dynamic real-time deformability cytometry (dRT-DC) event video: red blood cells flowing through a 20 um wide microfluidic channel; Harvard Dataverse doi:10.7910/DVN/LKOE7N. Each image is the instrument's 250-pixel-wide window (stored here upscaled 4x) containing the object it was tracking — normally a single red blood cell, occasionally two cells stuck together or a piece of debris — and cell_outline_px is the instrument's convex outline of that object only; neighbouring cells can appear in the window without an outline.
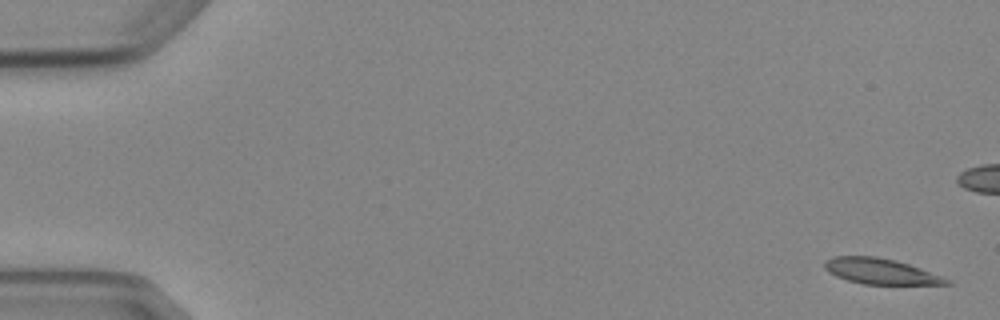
{"species": "Egyptian fruit bat (a non-hibernating species)", "species_latin": "Rousettus aegyptiacus", "temperature_condition": "cold", "stored_images_in_passage": 5, "camera_frame_rate_fps": 3000, "um_per_image_px": 0.085, "animal": {"sex": "female"}, "frame": {"image": 1, "passage_image": 1, "time_ms": 0.0, "image_size_px": [1000, 320], "cell_outline_px": [[952, 284], [864, 284], [848, 280], [836, 276], [828, 272], [824, 268], [824, 260], [832, 256], [876, 256], [896, 260], [920, 268], [952, 280]], "centroid_in_image_um": [74.82, 23.05], "position_along_channel_um": 10.2, "area_um2": 18.21}}
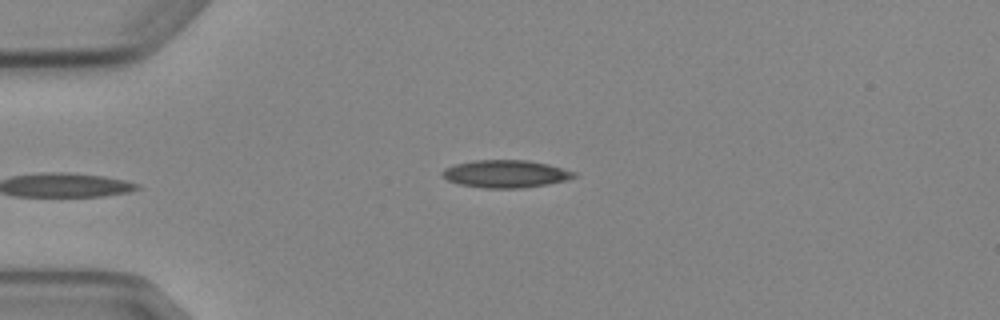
{"frame": {"image": 2, "passage_image": 5, "time_ms": 5.667, "image_size_px": [1000, 320], "cell_outline_px": [[576, 176], [568, 180], [548, 184], [520, 188], [484, 188], [460, 184], [448, 180], [440, 172], [444, 168], [452, 164], [476, 160], [528, 160], [548, 164], [576, 172]], "centroid_in_image_um": [42.98, 14.77], "position_along_channel_um": 42.0, "area_um2": 21.21}}